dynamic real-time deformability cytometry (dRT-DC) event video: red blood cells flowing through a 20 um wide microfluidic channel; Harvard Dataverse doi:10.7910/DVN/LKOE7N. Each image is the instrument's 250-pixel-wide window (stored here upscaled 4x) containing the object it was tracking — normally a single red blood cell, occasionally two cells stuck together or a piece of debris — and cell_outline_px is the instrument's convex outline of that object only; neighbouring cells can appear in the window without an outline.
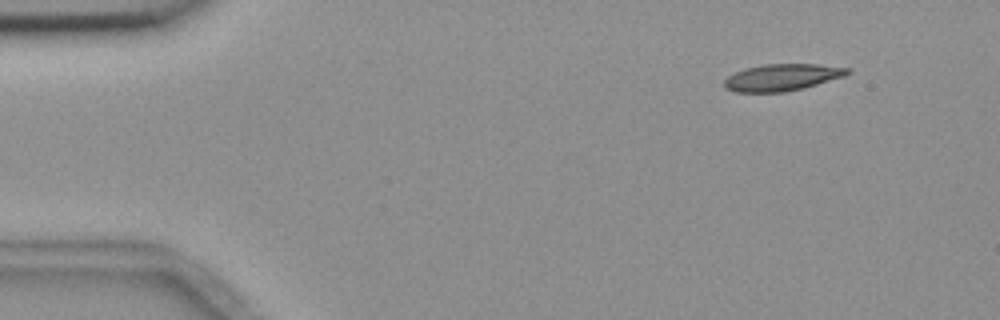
{"species": "common noctule bat (a hibernating species)", "species_latin": "Nyctalus noctula", "temperature_condition": "room temperature", "stored_images_in_passage": 6, "camera_frame_rate_fps": 3000, "um_per_image_px": 0.085, "animal": {"sex": "female", "body_mass_g": 18.4}, "frame": {"image": 1, "passage_image": 2, "time_ms": 1.333, "image_size_px": [1000, 320], "cell_outline_px": [[852, 72], [844, 76], [804, 88], [784, 92], [736, 92], [724, 88], [724, 80], [728, 76], [744, 68], [764, 64], [816, 64], [852, 68]], "centroid_in_image_um": [66.49, 6.57], "position_along_channel_um": 18.5, "area_um2": 19.36}}
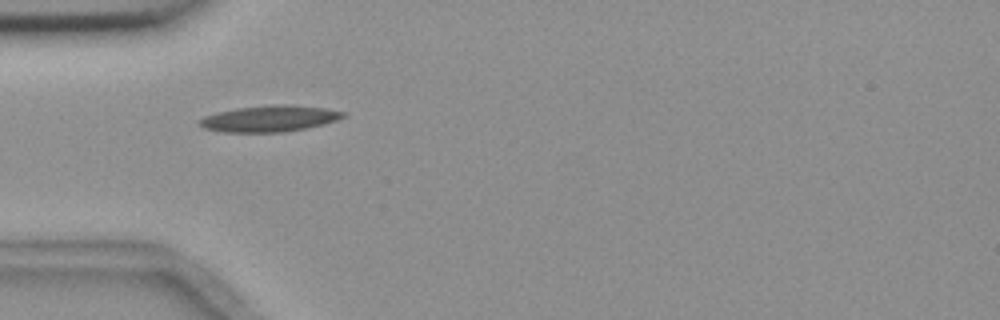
{"frame": {"image": 2, "passage_image": 5, "time_ms": 5.0, "image_size_px": [1000, 320], "cell_outline_px": [[344, 116], [336, 120], [324, 124], [284, 132], [224, 132], [204, 128], [200, 124], [200, 120], [204, 116], [216, 112], [236, 108], [280, 104], [288, 104], [324, 108], [344, 112]], "centroid_in_image_um": [22.89, 10.08], "position_along_channel_um": 62.1, "area_um2": 21.68}}